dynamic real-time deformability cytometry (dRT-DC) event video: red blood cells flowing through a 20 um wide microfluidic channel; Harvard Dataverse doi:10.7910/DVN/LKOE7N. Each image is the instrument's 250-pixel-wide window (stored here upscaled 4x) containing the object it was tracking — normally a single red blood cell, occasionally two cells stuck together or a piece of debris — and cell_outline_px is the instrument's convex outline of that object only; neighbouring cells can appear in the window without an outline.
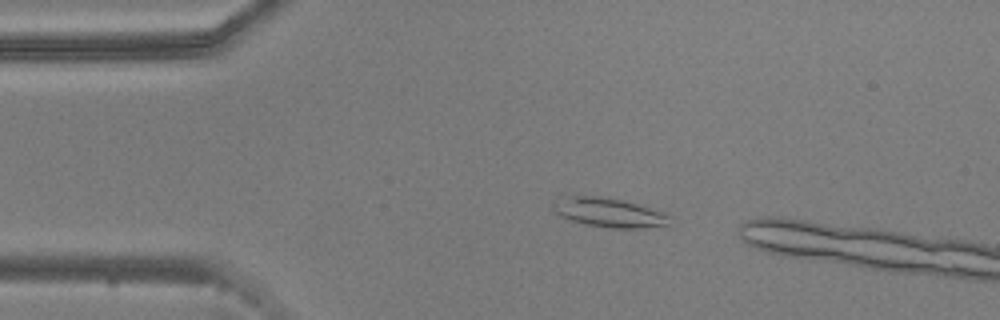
{"species": "common noctule bat (a hibernating species)", "species_latin": "Nyctalus noctula", "temperature_condition": "warm", "stored_images_in_passage": 8, "camera_frame_rate_fps": 3000, "um_per_image_px": 0.085, "animal": {"sex": "male", "body_mass_g": 20.5, "forearm_length_mm": 52.5}, "frame": {"image": 1, "passage_image": 5, "time_ms": 1.333, "image_size_px": [1000, 320], "cell_outline_px": [[672, 228], [612, 228], [584, 224], [560, 216], [552, 208], [552, 200], [564, 196], [600, 196], [624, 200], [640, 204], [672, 216]], "centroid_in_image_um": [51.86, 18.08], "position_along_channel_um": 33.1, "area_um2": 20.58}}